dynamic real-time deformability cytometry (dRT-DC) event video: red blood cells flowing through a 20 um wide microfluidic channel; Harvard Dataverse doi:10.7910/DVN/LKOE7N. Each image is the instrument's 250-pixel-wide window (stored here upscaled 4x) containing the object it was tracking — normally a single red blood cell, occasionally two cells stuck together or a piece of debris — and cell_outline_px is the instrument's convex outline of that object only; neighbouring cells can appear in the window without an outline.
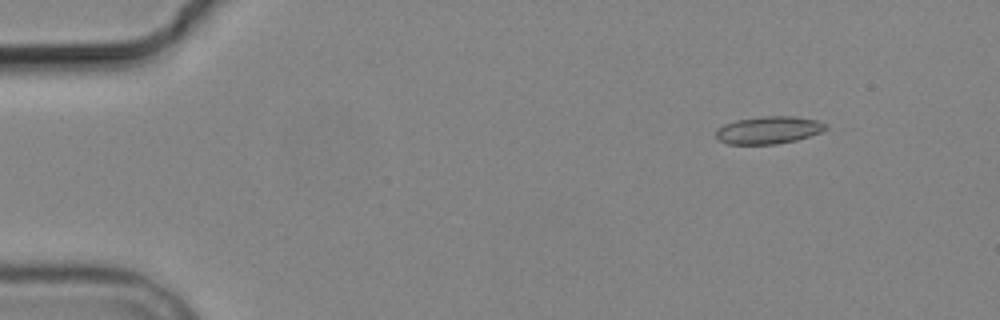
{"species": "common noctule bat (a hibernating species)", "species_latin": "Nyctalus noctula", "temperature_condition": "cold", "stored_images_in_passage": 5, "camera_frame_rate_fps": 3000, "um_per_image_px": 0.085, "animal": {"sex": "male", "body_mass_g": 19.2, "forearm_length_mm": 51.8}, "frame": {"image": 1, "passage_image": 2, "time_ms": 1.333, "image_size_px": [1000, 320], "cell_outline_px": [[828, 128], [820, 132], [796, 140], [776, 144], [728, 144], [720, 140], [716, 136], [716, 128], [724, 124], [736, 120], [764, 116], [796, 116], [816, 120], [828, 124]], "centroid_in_image_um": [65.34, 11.05], "position_along_channel_um": 19.7, "area_um2": 17.57}}
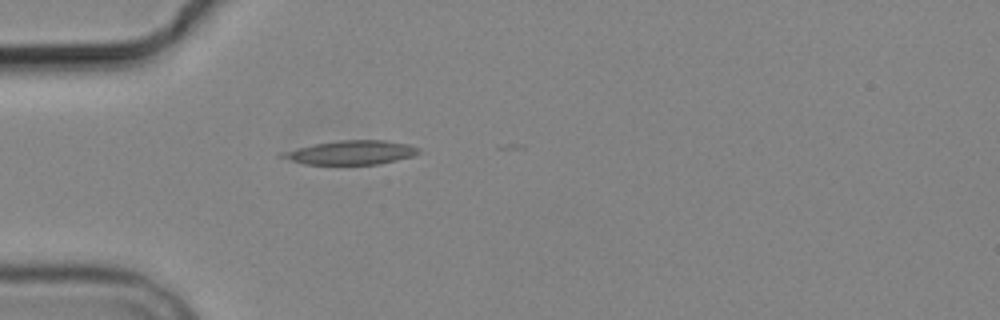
{"frame": {"image": 2, "passage_image": 5, "time_ms": 4.667, "image_size_px": [1000, 320], "cell_outline_px": [[420, 152], [416, 156], [380, 164], [304, 164], [276, 156], [280, 152], [316, 144], [340, 140], [384, 140], [408, 144], [420, 148]], "centroid_in_image_um": [29.88, 12.97], "position_along_channel_um": 55.1, "area_um2": 19.13}}